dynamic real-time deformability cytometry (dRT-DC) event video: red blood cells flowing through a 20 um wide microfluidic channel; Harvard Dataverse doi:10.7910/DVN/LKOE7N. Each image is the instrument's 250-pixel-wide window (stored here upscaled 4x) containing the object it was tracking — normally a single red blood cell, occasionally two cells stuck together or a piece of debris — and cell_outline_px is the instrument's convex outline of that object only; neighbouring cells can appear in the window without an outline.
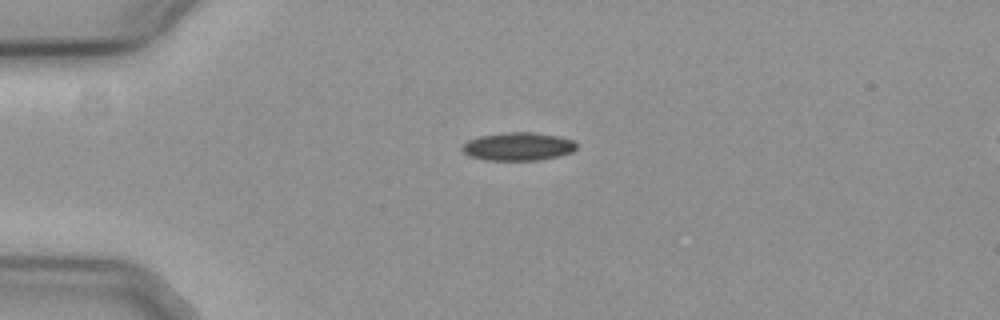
{"species": "common noctule bat (a hibernating species)", "species_latin": "Nyctalus noctula", "temperature_condition": "cold", "stored_images_in_passage": 31, "camera_frame_rate_fps": 3000, "um_per_image_px": 0.085, "animal": {"sex": "female", "body_mass_g": 19.3, "forearm_length_mm": 54.1}, "frame": {"image": 1, "passage_image": 1, "time_ms": 0.0, "image_size_px": [1000, 320], "cell_outline_px": [[576, 148], [572, 152], [560, 156], [540, 160], [484, 160], [468, 156], [460, 148], [468, 140], [480, 136], [512, 132], [532, 132], [560, 136], [576, 140]], "centroid_in_image_um": [44.07, 12.46], "position_along_channel_um": 40.9, "area_um2": 18.9}}
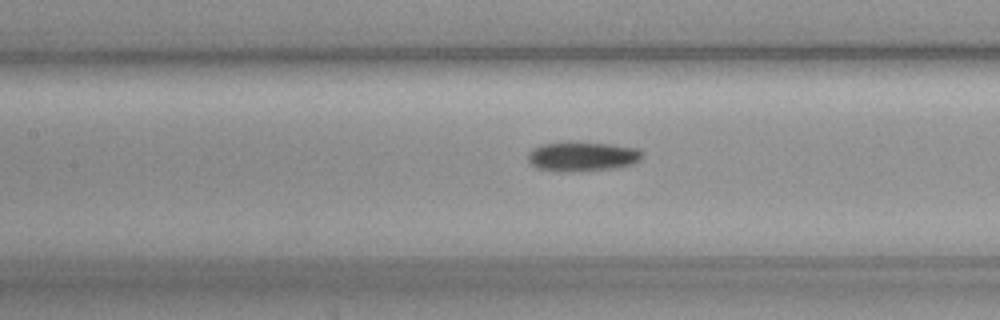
{"frame": {"image": 2, "passage_image": 13, "time_ms": 4.0, "image_size_px": [1000, 320], "cell_outline_px": [[640, 160], [632, 164], [616, 168], [572, 172], [564, 172], [536, 168], [528, 160], [528, 152], [532, 148], [540, 144], [564, 140], [608, 144], [640, 148]], "centroid_in_image_um": [49.43, 13.28], "position_along_channel_um": 158.0, "area_um2": 20.11}}
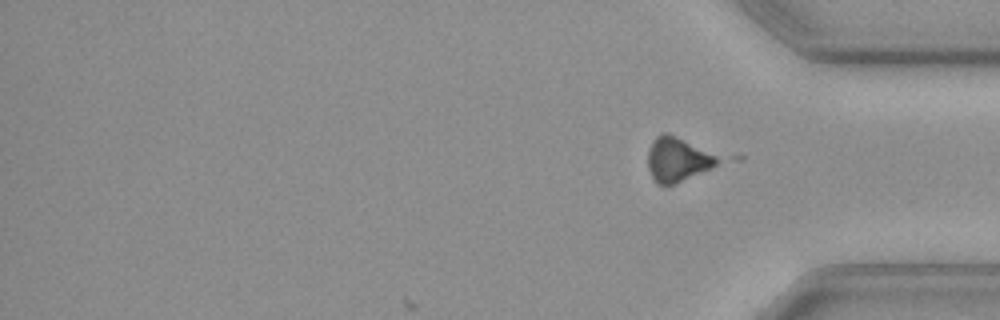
{"frame": {"image": 3, "passage_image": 31, "time_ms": 10.0, "image_size_px": [1000, 320], "cell_outline_px": [[724, 160], [712, 168], [664, 188], [656, 184], [652, 180], [648, 168], [648, 148], [652, 140], [656, 136], [664, 132], [668, 132]], "centroid_in_image_um": [57.53, 13.59], "position_along_channel_um": 377.7, "area_um2": 18.21}}